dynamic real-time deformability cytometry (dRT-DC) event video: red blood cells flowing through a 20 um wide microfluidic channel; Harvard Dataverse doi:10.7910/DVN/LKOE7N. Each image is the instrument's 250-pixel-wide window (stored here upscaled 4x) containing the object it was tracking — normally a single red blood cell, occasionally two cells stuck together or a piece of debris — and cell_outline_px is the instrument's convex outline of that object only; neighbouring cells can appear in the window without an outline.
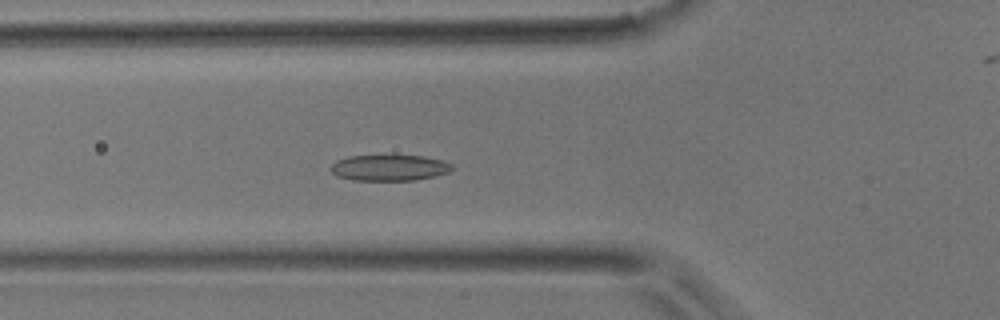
{"species": "common noctule bat (a hibernating species)", "species_latin": "Nyctalus noctula", "temperature_condition": "room temperature", "stored_images_in_passage": 29, "camera_frame_rate_fps": 3000, "um_per_image_px": 0.085, "animal": {"sex": "male", "body_mass_g": 17.9}, "frame": {"image": 1, "passage_image": 17, "time_ms": 5.333, "image_size_px": [1000, 320], "cell_outline_px": [[452, 168], [448, 172], [436, 176], [416, 180], [352, 180], [336, 176], [332, 172], [332, 164], [336, 160], [348, 156], [424, 156], [444, 160], [452, 164]], "centroid_in_image_um": [33.11, 14.26], "position_along_channel_um": 92.7, "area_um2": 18.32}}
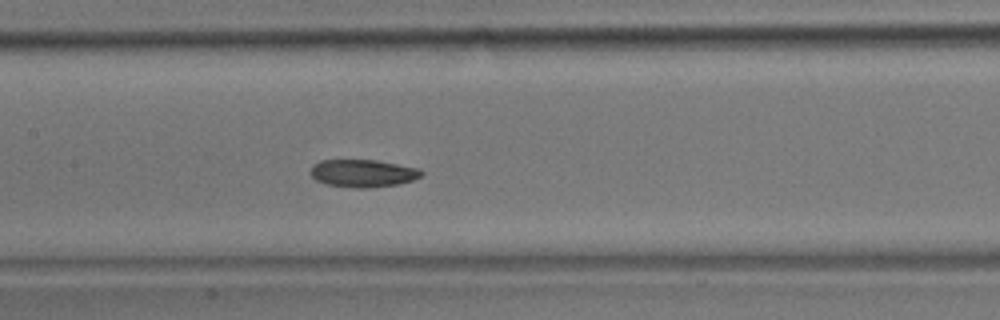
{"frame": {"image": 2, "passage_image": 23, "time_ms": 7.333, "image_size_px": [1000, 320], "cell_outline_px": [[424, 172], [420, 176], [412, 180], [396, 184], [368, 188], [356, 188], [328, 184], [316, 180], [308, 172], [312, 164], [320, 160], [376, 160], [420, 168]], "centroid_in_image_um": [30.82, 14.71], "position_along_channel_um": 176.6, "area_um2": 17.86}}
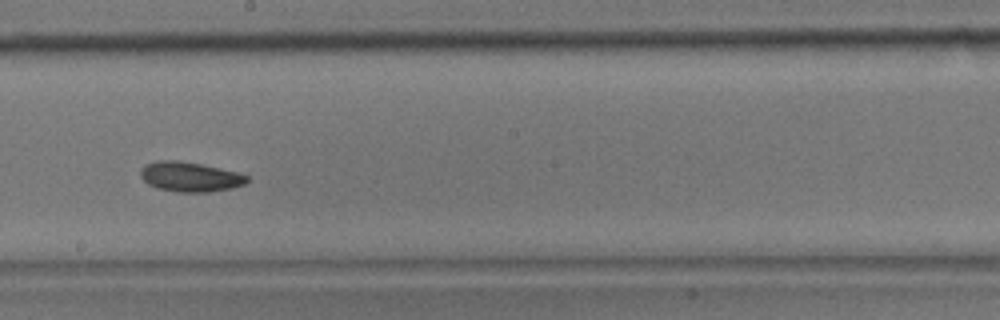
{"frame": {"image": 3, "passage_image": 27, "time_ms": 8.667, "image_size_px": [1000, 320], "cell_outline_px": [[248, 180], [244, 184], [232, 188], [208, 192], [176, 192], [156, 188], [148, 184], [140, 176], [140, 168], [144, 164], [156, 160], [176, 160], [200, 164], [236, 172], [248, 176]], "centroid_in_image_um": [16.09, 15.03], "position_along_channel_um": 232.1, "area_um2": 18.5}}